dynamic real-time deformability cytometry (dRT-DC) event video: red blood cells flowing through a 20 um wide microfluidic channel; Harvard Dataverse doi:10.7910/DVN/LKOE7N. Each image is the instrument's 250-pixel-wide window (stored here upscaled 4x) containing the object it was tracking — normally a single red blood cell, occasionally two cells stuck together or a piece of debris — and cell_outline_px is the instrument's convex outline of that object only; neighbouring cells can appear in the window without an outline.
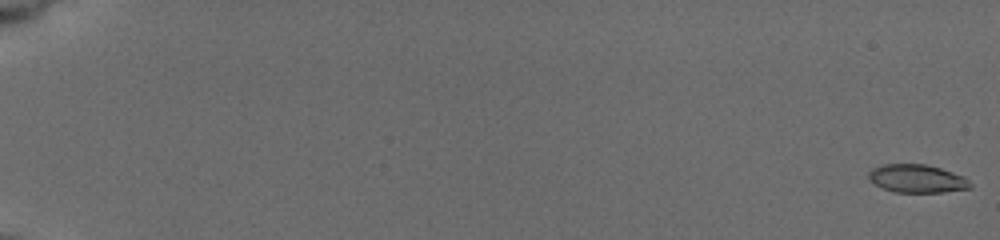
{"species": "common noctule bat (a hibernating species)", "species_latin": "Nyctalus noctula", "temperature_condition": "cold", "stored_images_in_passage": 40, "camera_frame_rate_fps": 3000, "um_per_image_px": 0.085, "animal": {"sex": "female", "body_mass_g": 19.5, "forearm_length_mm": 54.1}, "frame": {"image": 1, "passage_image": 1, "time_ms": 0.0, "image_size_px": [1000, 240], "cell_outline_px": [[972, 188], [944, 192], [896, 192], [884, 188], [876, 184], [868, 176], [868, 172], [872, 168], [880, 164], [924, 164], [940, 168], [964, 176], [972, 184]], "centroid_in_image_um": [77.97, 15.17], "position_along_channel_um": 7.0, "area_um2": 16.59}}
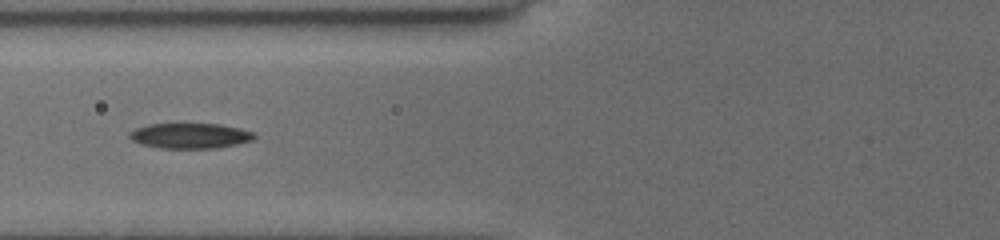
{"frame": {"image": 2, "passage_image": 23, "time_ms": 8.333, "image_size_px": [1000, 240], "cell_outline_px": [[256, 136], [252, 140], [236, 144], [216, 148], [160, 148], [140, 144], [132, 140], [128, 136], [136, 128], [148, 124], [220, 124], [240, 128], [256, 132]], "centroid_in_image_um": [16.19, 11.54], "position_along_channel_um": 109.6, "area_um2": 18.38}}
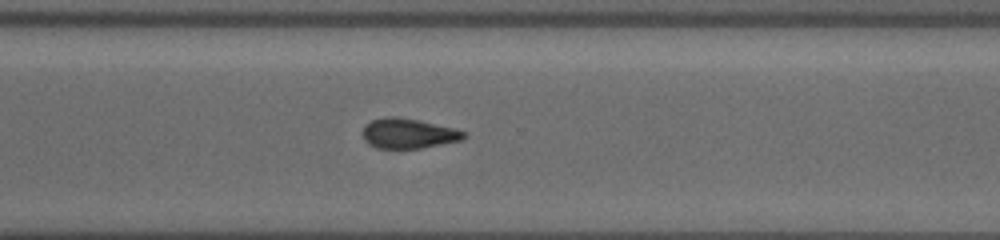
{"frame": {"image": 3, "passage_image": 40, "time_ms": 14.333, "image_size_px": [1000, 240], "cell_outline_px": [[468, 136], [460, 140], [420, 148], [376, 148], [368, 144], [364, 140], [364, 128], [372, 120], [384, 116], [396, 116], [456, 128], [468, 132]], "centroid_in_image_um": [34.74, 11.34], "position_along_channel_um": 335.9, "area_um2": 17.57}}